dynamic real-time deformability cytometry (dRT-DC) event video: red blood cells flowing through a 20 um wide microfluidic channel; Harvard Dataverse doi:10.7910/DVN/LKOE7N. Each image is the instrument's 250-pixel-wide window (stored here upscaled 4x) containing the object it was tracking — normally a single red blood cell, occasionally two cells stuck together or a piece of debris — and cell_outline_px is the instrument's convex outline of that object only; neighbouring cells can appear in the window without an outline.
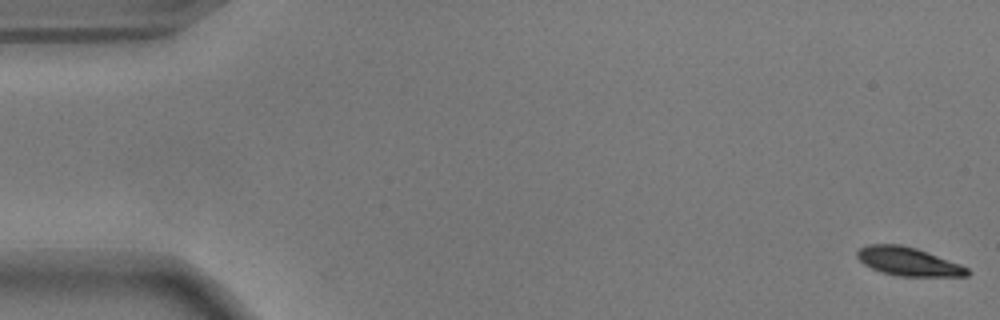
{"species": "common noctule bat (a hibernating species)", "species_latin": "Nyctalus noctula", "temperature_condition": "warm", "stored_images_in_passage": 56, "camera_frame_rate_fps": 3000, "um_per_image_px": 0.085, "animal": {"sex": "male", "body_mass_g": 17.9}, "frame": {"image": 1, "passage_image": 1, "time_ms": 0.0, "image_size_px": [1000, 320], "cell_outline_px": [[972, 272], [968, 276], [900, 276], [880, 272], [864, 264], [856, 256], [856, 252], [860, 248], [868, 244], [900, 244], [916, 248], [960, 264], [968, 268]], "centroid_in_image_um": [77.2, 22.23], "position_along_channel_um": 7.8, "area_um2": 18.26}}
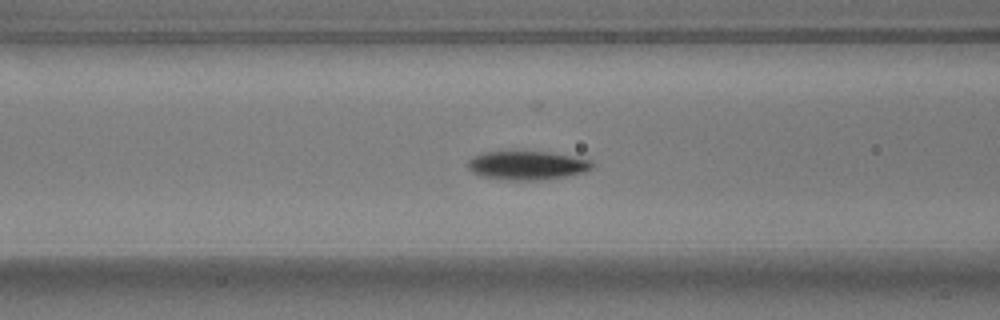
{"frame": {"image": 2, "passage_image": 22, "time_ms": 7.0, "image_size_px": [1000, 320], "cell_outline_px": [[592, 168], [588, 172], [540, 180], [508, 180], [480, 176], [472, 172], [468, 168], [468, 160], [472, 156], [488, 152], [548, 152], [572, 156], [592, 160]], "centroid_in_image_um": [44.81, 14.06], "position_along_channel_um": 121.8, "area_um2": 20.75}}
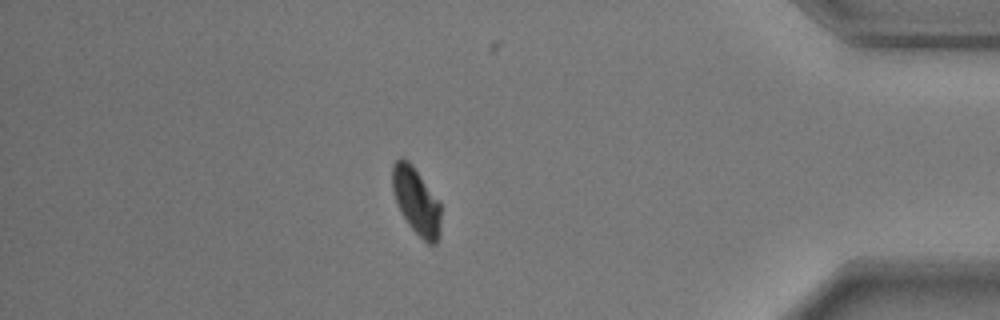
{"frame": {"image": 3, "passage_image": 48, "time_ms": 15.667, "image_size_px": [1000, 320], "cell_outline_px": [[440, 232], [436, 244], [428, 244], [408, 224], [400, 212], [392, 188], [392, 164], [400, 156], [408, 160], [412, 164], [440, 200]], "centroid_in_image_um": [35.39, 17.05], "position_along_channel_um": 399.8, "area_um2": 19.07}, "authors_computed_cell_mechanics": {"area_um2": 19.4208, "velocity_mm_per_s": 3.6544, "shape_relaxation_time_tau1_ms": 2.7003, "shape_relaxation_time_tau2_ms": null, "deformation_change_tau1": 0.1696, "deformation_change_tau2": null}}